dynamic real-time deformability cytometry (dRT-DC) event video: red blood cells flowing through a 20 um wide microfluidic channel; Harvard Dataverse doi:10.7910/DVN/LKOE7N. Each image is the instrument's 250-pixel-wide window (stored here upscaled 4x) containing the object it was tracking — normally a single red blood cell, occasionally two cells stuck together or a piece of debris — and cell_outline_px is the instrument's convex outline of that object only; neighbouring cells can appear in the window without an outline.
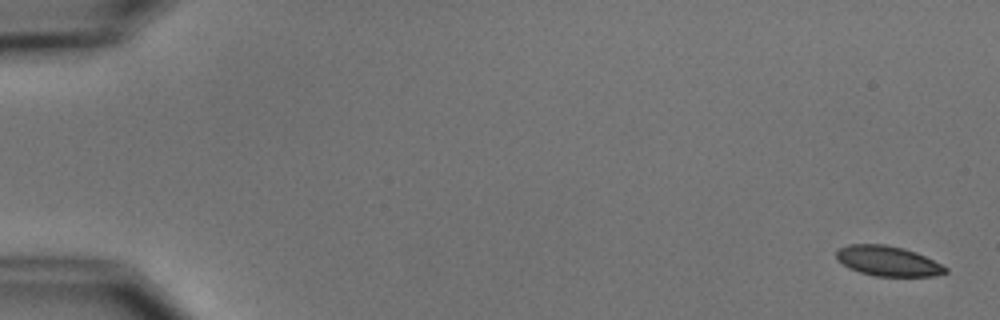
{"species": "common noctule bat (a hibernating species)", "species_latin": "Nyctalus noctula", "temperature_condition": "cold", "stored_images_in_passage": 8, "camera_frame_rate_fps": 3000, "um_per_image_px": 0.085, "animal": {"sex": "male", "body_mass_g": 15.6}, "frame": {"image": 1, "passage_image": 1, "time_ms": 0.0, "image_size_px": [1000, 320], "cell_outline_px": [[948, 272], [932, 276], [876, 276], [860, 272], [848, 268], [836, 260], [836, 252], [840, 248], [848, 244], [884, 244], [904, 248], [916, 252], [948, 268]], "centroid_in_image_um": [75.43, 22.18], "position_along_channel_um": 9.6, "area_um2": 19.07}}
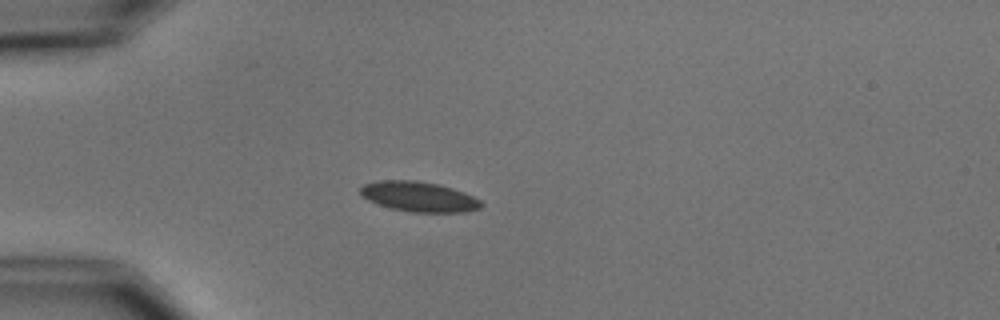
{"frame": {"image": 2, "passage_image": 5, "time_ms": 4.667, "image_size_px": [1000, 320], "cell_outline_px": [[484, 204], [480, 208], [468, 212], [412, 212], [392, 208], [376, 204], [368, 200], [360, 192], [360, 188], [364, 184], [380, 180], [416, 180], [440, 184], [464, 192], [480, 200]], "centroid_in_image_um": [35.63, 16.71], "position_along_channel_um": 49.4, "area_um2": 21.21}}
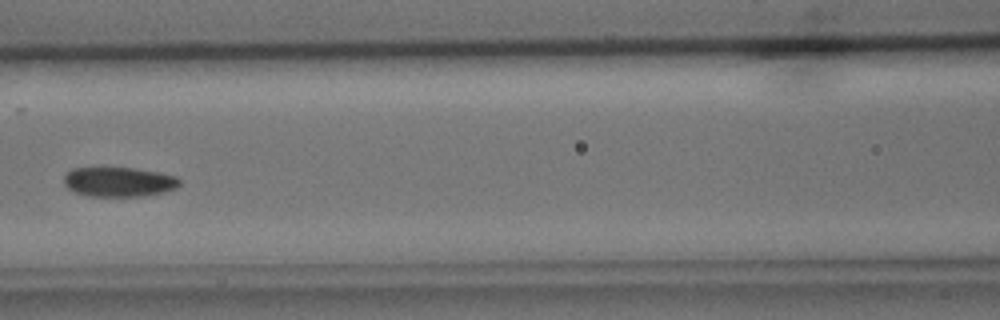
{"frame": {"image": 3, "passage_image": 8, "time_ms": 8.0, "image_size_px": [1000, 320], "cell_outline_px": [[180, 184], [176, 188], [164, 192], [140, 196], [88, 196], [76, 192], [68, 188], [64, 184], [64, 176], [72, 168], [104, 164], [136, 168], [160, 172], [176, 176], [180, 180]], "centroid_in_image_um": [10.06, 15.4], "position_along_channel_um": 156.5, "area_um2": 20.87}}